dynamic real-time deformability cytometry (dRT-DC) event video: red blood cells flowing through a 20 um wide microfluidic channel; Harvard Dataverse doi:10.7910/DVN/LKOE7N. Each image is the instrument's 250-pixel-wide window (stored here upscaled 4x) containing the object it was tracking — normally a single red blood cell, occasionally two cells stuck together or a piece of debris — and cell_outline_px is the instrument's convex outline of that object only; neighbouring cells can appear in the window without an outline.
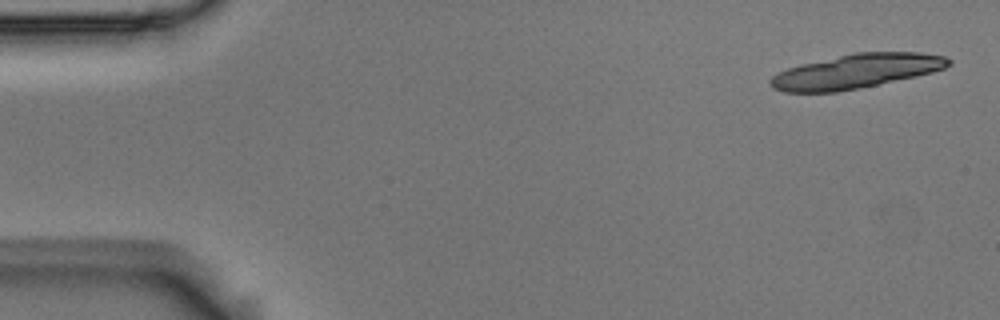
{"species": "Egyptian fruit bat (a non-hibernating species)", "species_latin": "Rousettus aegyptiacus", "temperature_condition": "room temperature", "stored_images_in_passage": 5, "camera_frame_rate_fps": 3000, "um_per_image_px": 0.085, "animal": {"sex": "male"}, "frame": {"image": 1, "passage_image": 1, "time_ms": 0.0, "image_size_px": [1000, 320], "cell_outline_px": [[952, 64], [944, 68], [932, 72], [916, 76], [860, 88], [836, 92], [784, 92], [772, 88], [768, 84], [768, 80], [776, 72], [800, 64], [852, 52], [920, 52], [944, 56], [952, 60]], "centroid_in_image_um": [72.73, 6.05], "position_along_channel_um": 12.3, "area_um2": 35.84}}